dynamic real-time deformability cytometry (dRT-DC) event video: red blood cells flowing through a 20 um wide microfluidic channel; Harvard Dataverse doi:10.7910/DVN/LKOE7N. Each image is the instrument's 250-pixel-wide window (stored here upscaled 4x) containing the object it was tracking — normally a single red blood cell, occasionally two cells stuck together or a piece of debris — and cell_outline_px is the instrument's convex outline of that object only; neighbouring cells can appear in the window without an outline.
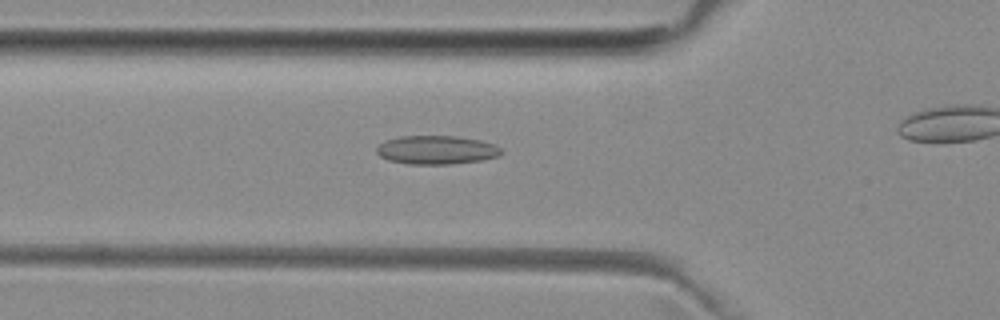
{"species": "common noctule bat (a hibernating species)", "species_latin": "Nyctalus noctula", "temperature_condition": "room temperature", "stored_images_in_passage": 35, "camera_frame_rate_fps": 3000, "um_per_image_px": 0.085, "animal": {"sex": "female", "body_mass_g": 29.2, "forearm_length_mm": 56.3}, "frame": {"image": 1, "passage_image": 11, "time_ms": 3.333, "image_size_px": [1000, 320], "cell_outline_px": [[504, 152], [500, 156], [484, 160], [452, 164], [408, 164], [388, 160], [380, 156], [376, 152], [376, 148], [384, 140], [400, 136], [456, 136], [480, 140], [492, 144], [500, 148]], "centroid_in_image_um": [37.11, 12.75], "position_along_channel_um": 88.7, "area_um2": 20.98}}
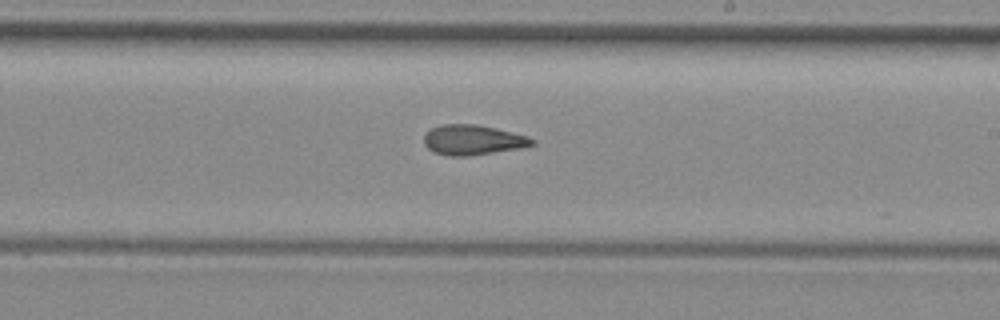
{"frame": {"image": 2, "passage_image": 23, "time_ms": 7.333, "image_size_px": [1000, 320], "cell_outline_px": [[536, 144], [520, 148], [468, 156], [448, 156], [432, 152], [424, 144], [424, 136], [432, 128], [440, 124], [476, 124], [528, 136], [536, 140]], "centroid_in_image_um": [40.18, 11.9], "position_along_channel_um": 248.8, "area_um2": 18.9}}
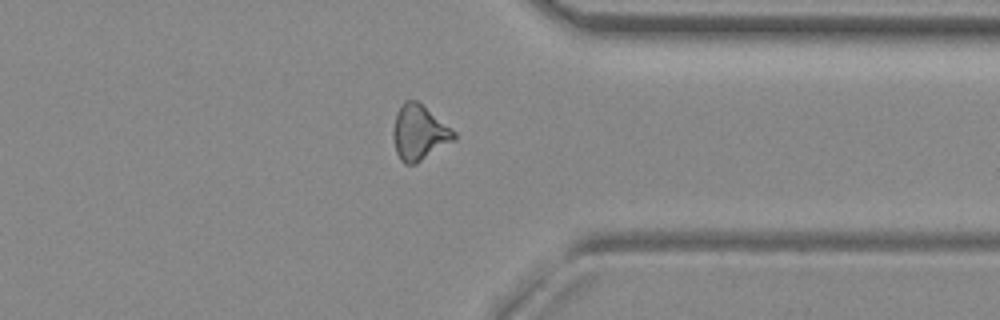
{"frame": {"image": 3, "passage_image": 33, "time_ms": 10.667, "image_size_px": [1000, 320], "cell_outline_px": [[456, 140], [416, 164], [404, 164], [400, 160], [396, 152], [392, 132], [396, 116], [404, 100], [416, 100], [456, 132]], "centroid_in_image_um": [35.64, 11.31], "position_along_channel_um": 375.8, "area_um2": 19.42}}